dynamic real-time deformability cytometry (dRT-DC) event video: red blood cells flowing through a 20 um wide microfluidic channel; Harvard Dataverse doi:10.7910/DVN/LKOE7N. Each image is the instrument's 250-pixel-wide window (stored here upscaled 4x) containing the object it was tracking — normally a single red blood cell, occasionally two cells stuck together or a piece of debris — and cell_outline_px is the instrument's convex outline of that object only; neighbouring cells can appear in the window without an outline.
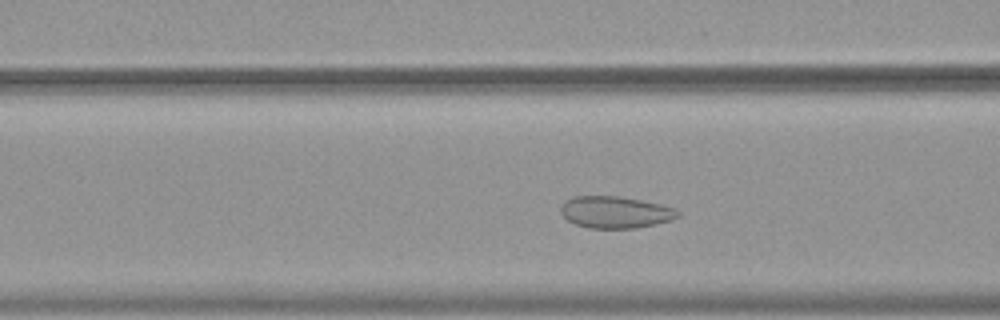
{"species": "common noctule bat (a hibernating species)", "species_latin": "Nyctalus noctula", "temperature_condition": "warm", "stored_images_in_passage": 46, "camera_frame_rate_fps": 3000, "um_per_image_px": 0.085, "animal": {"sex": "female", "body_mass_g": 19.9}, "frame": {"image": 1, "passage_image": 13, "time_ms": 4.0, "image_size_px": [1000, 320], "cell_outline_px": [[680, 216], [672, 220], [656, 224], [636, 228], [588, 228], [576, 224], [568, 220], [560, 212], [560, 208], [564, 200], [572, 196], [620, 196], [660, 204], [676, 208], [680, 212]], "centroid_in_image_um": [52.31, 18.03], "position_along_channel_um": 114.3, "area_um2": 21.91}}
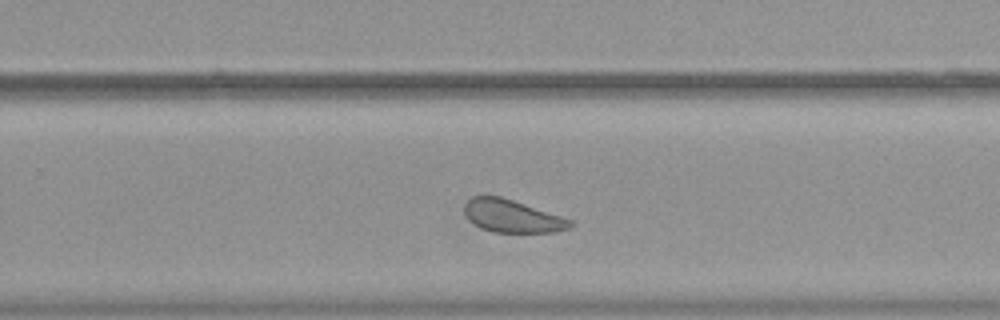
{"frame": {"image": 2, "passage_image": 27, "time_ms": 8.667, "image_size_px": [1000, 320], "cell_outline_px": [[576, 224], [572, 228], [552, 232], [492, 232], [480, 228], [472, 224], [464, 216], [464, 204], [472, 196], [500, 196], [572, 220]], "centroid_in_image_um": [43.5, 18.38], "position_along_channel_um": 286.3, "area_um2": 20.23}}
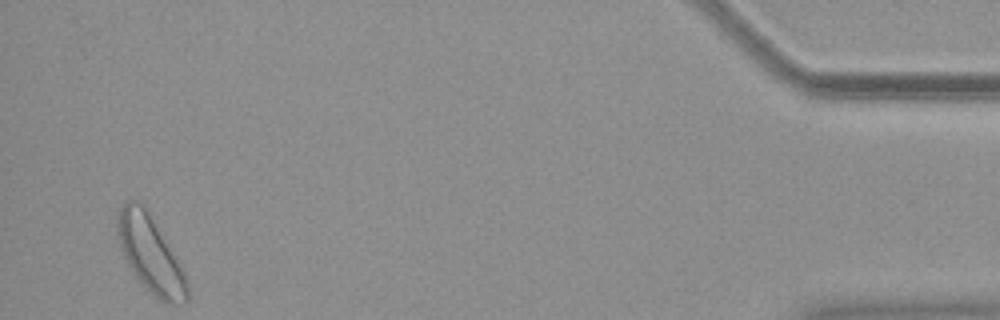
{"frame": {"image": 3, "passage_image": 44, "time_ms": 14.333, "image_size_px": [1000, 320], "cell_outline_px": [[188, 300], [184, 304], [164, 304], [136, 276], [124, 260], [120, 248], [116, 232], [116, 216], [120, 208], [128, 200], [140, 200], [144, 204], [184, 272], [188, 280]], "centroid_in_image_um": [12.76, 21.59], "position_along_channel_um": 422.4, "area_um2": 30.98}, "authors_computed_cell_mechanics": {"area_um2": 22.7732, "velocity_mm_per_s": 3.6974, "shape_relaxation_time_tau1_ms": null, "shape_relaxation_time_tau2_ms": 1.8986, "deformation_change_tau1": null, "deformation_change_tau2": 0.0767}}